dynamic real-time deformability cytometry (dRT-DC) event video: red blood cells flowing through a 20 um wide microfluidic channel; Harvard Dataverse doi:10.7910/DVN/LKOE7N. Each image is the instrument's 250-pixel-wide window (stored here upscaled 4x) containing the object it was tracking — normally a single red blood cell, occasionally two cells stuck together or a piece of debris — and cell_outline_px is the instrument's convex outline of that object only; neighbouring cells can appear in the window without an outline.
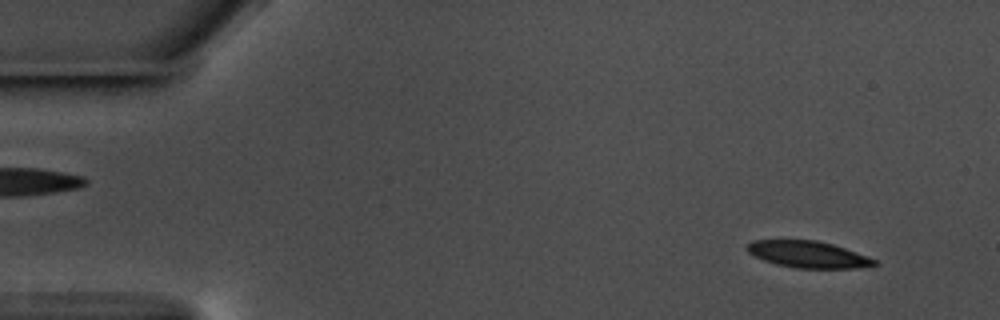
{"species": "common noctule bat (a hibernating species)", "species_latin": "Nyctalus noctula", "temperature_condition": "warm", "stored_images_in_passage": 57, "camera_frame_rate_fps": 3000, "um_per_image_px": 0.085, "animal": {"sex": "male", "body_mass_g": 17.5, "forearm_length_mm": 52.3}, "frame": {"image": 1, "passage_image": 5, "time_ms": 1.333, "image_size_px": [1000, 320], "cell_outline_px": [[880, 264], [852, 268], [796, 268], [776, 264], [764, 260], [748, 252], [744, 248], [744, 244], [752, 240], [816, 240], [832, 244], [844, 248], [876, 260]], "centroid_in_image_um": [68.61, 21.61], "position_along_channel_um": 16.4, "area_um2": 19.65}}
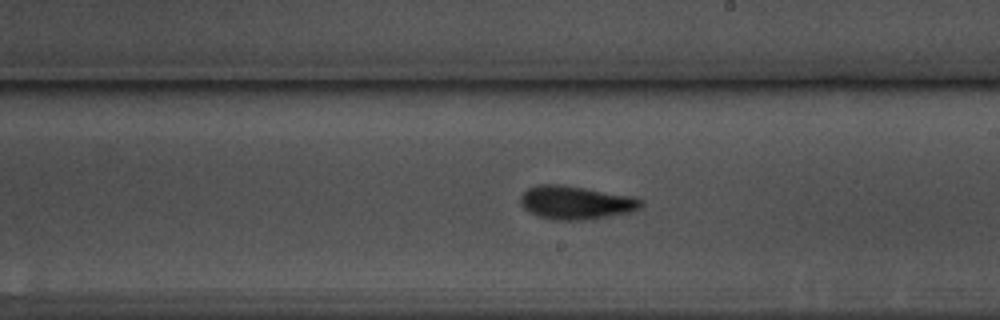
{"frame": {"image": 2, "passage_image": 33, "time_ms": 10.667, "image_size_px": [1000, 320], "cell_outline_px": [[644, 204], [640, 208], [628, 212], [608, 216], [580, 220], [556, 220], [540, 216], [528, 212], [520, 204], [520, 196], [528, 188], [536, 184], [560, 184], [632, 196], [644, 200]], "centroid_in_image_um": [48.92, 17.21], "position_along_channel_um": 240.1, "area_um2": 23.35}}
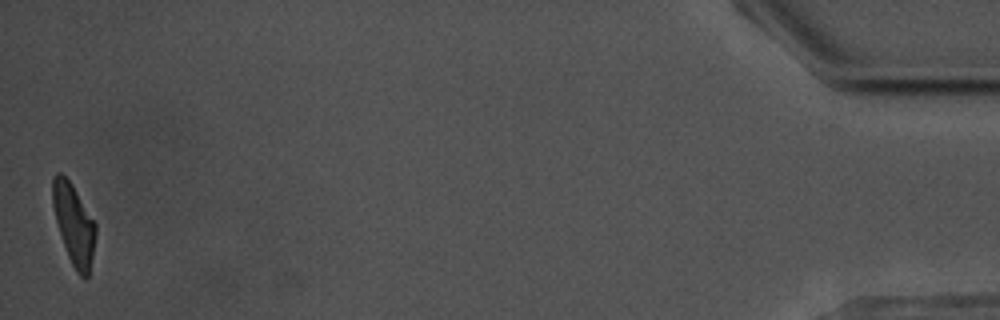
{"frame": {"image": 3, "passage_image": 57, "time_ms": 18.667, "image_size_px": [1000, 320], "cell_outline_px": [[96, 232], [92, 256], [88, 276], [84, 280], [76, 272], [68, 256], [56, 220], [52, 204], [52, 176], [56, 172], [60, 172], [72, 184], [96, 224]], "centroid_in_image_um": [6.27, 19.05], "position_along_channel_um": 428.9, "area_um2": 19.94}, "authors_computed_cell_mechanics": {"area_um2": 21.8484, "velocity_mm_per_s": 3.5599, "shape_relaxation_time_tau1_ms": 4.3179, "shape_relaxation_time_tau2_ms": 3.6755, "deformation_change_tau1": 0.1545, "deformation_change_tau2": 0.1122}}